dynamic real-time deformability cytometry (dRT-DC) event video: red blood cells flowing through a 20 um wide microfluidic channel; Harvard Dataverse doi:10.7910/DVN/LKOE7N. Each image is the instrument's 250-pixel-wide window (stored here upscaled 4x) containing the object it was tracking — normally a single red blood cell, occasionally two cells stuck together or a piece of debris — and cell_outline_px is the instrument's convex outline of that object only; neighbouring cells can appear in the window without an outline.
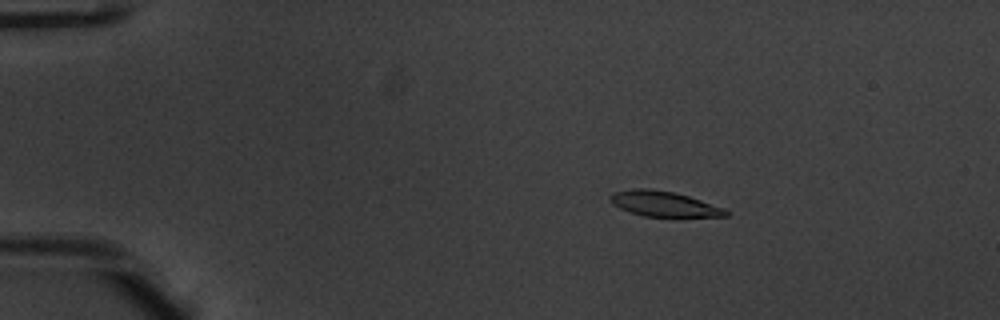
{"species": "common noctule bat (a hibernating species)", "species_latin": "Nyctalus noctula", "temperature_condition": "warm", "stored_images_in_passage": 54, "camera_frame_rate_fps": 3000, "um_per_image_px": 0.085, "animal": {"sex": "male", "body_mass_g": 20.1, "forearm_length_mm": 53.5}, "frame": {"image": 1, "passage_image": 10, "time_ms": 3.0, "image_size_px": [1000, 320], "cell_outline_px": [[728, 216], [680, 220], [644, 216], [620, 208], [612, 204], [608, 200], [608, 196], [612, 192], [632, 188], [648, 188], [672, 192], [688, 196], [724, 208], [728, 212]], "centroid_in_image_um": [56.46, 17.39], "position_along_channel_um": 28.5, "area_um2": 18.03}}
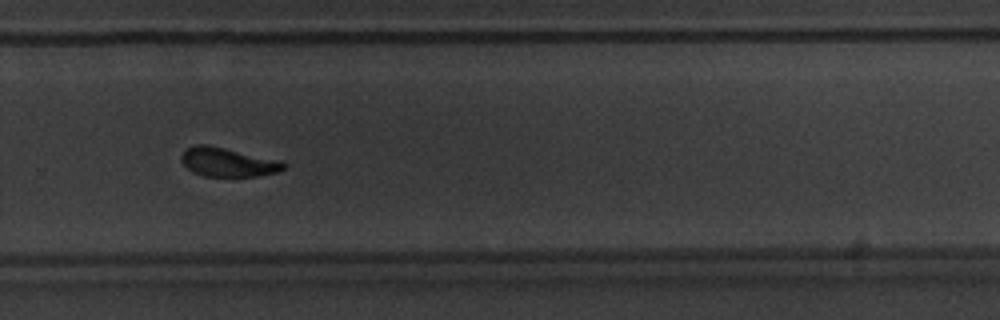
{"frame": {"image": 2, "passage_image": 38, "time_ms": 12.333, "image_size_px": [1000, 320], "cell_outline_px": [[288, 164], [284, 168], [276, 172], [260, 176], [204, 176], [192, 172], [180, 160], [180, 156], [188, 148], [196, 144], [208, 144], [280, 160]], "centroid_in_image_um": [19.37, 13.78], "position_along_channel_um": 310.4, "area_um2": 17.28}}
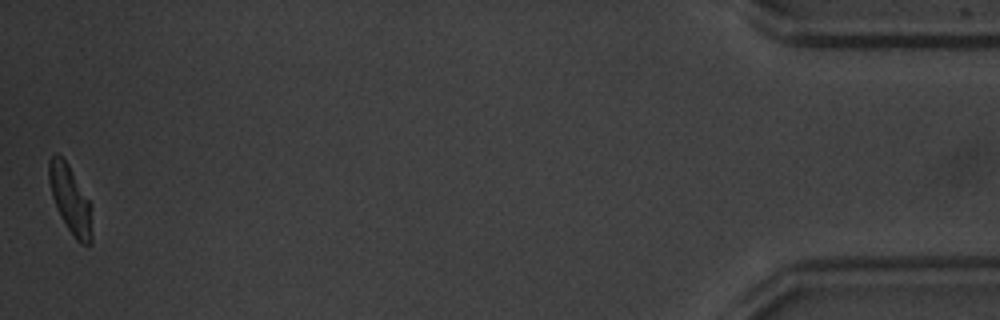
{"frame": {"image": 3, "passage_image": 54, "time_ms": 17.667, "image_size_px": [1000, 320], "cell_outline_px": [[92, 244], [80, 244], [76, 240], [68, 228], [52, 196], [48, 180], [48, 160], [56, 152], [68, 164], [88, 200], [92, 236]], "centroid_in_image_um": [5.95, 16.94], "position_along_channel_um": 429.3, "area_um2": 16.3}, "authors_computed_cell_mechanics": {"area_um2": 17.8313, "velocity_mm_per_s": 3.8123, "shape_relaxation_time_tau1_ms": 2.8228, "shape_relaxation_time_tau2_ms": 1.9484, "deformation_change_tau1": 0.1358, "deformation_change_tau2": 0.08}}